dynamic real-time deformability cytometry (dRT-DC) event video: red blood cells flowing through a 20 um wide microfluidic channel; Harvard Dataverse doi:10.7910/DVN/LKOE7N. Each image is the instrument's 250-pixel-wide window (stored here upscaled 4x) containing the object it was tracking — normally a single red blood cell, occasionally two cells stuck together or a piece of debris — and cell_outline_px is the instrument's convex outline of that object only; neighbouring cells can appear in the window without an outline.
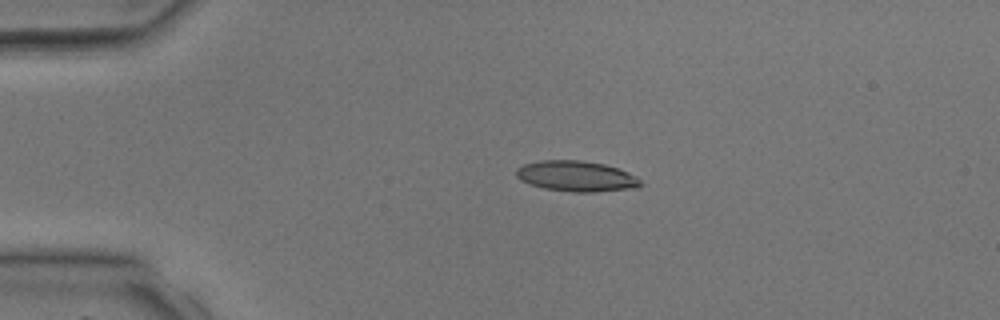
{"species": "common noctule bat (a hibernating species)", "species_latin": "Nyctalus noctula", "temperature_condition": "room temperature", "stored_images_in_passage": 4, "camera_frame_rate_fps": 3000, "um_per_image_px": 0.085, "animal": {"sex": "male", "body_mass_g": 17.9, "forearm_length_mm": 54.2}, "frame": {"image": 1, "passage_image": 3, "time_ms": 2.333, "image_size_px": [1000, 320], "cell_outline_px": [[644, 184], [636, 188], [596, 192], [572, 192], [544, 188], [520, 180], [516, 176], [516, 168], [524, 164], [540, 160], [580, 160], [604, 164], [628, 172], [636, 176]], "centroid_in_image_um": [49.0, 14.98], "position_along_channel_um": 36.0, "area_um2": 22.2}}